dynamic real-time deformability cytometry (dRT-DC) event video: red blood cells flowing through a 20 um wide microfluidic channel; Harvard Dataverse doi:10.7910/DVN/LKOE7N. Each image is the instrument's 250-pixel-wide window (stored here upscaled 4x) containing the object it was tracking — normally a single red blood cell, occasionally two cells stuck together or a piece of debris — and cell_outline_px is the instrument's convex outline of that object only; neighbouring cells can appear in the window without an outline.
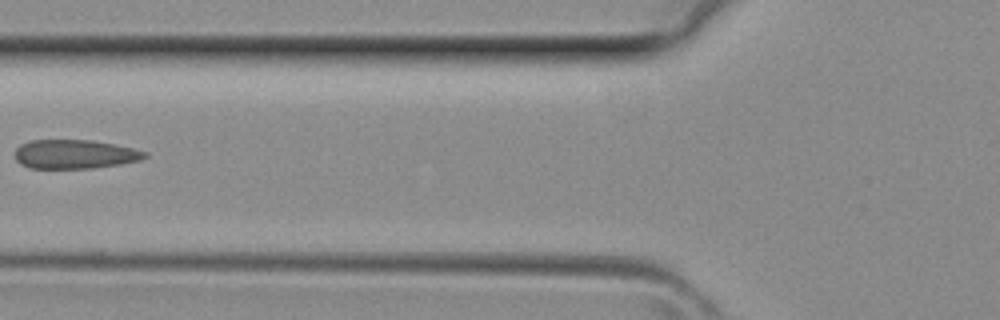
{"species": "common noctule bat (a hibernating species)", "species_latin": "Nyctalus noctula", "temperature_condition": "room temperature", "stored_images_in_passage": 4, "camera_frame_rate_fps": 3000, "um_per_image_px": 0.085, "animal": {"sex": "female", "body_mass_g": 29.2, "forearm_length_mm": 56.3}, "frame": {"image": 1, "passage_image": 4, "time_ms": 1.0, "image_size_px": [1000, 320], "cell_outline_px": [[148, 156], [140, 160], [120, 164], [92, 168], [32, 168], [20, 164], [16, 160], [12, 152], [20, 144], [32, 140], [92, 140], [132, 148], [148, 152]], "centroid_in_image_um": [6.32, 13.1], "position_along_channel_um": 119.5, "area_um2": 22.02}}